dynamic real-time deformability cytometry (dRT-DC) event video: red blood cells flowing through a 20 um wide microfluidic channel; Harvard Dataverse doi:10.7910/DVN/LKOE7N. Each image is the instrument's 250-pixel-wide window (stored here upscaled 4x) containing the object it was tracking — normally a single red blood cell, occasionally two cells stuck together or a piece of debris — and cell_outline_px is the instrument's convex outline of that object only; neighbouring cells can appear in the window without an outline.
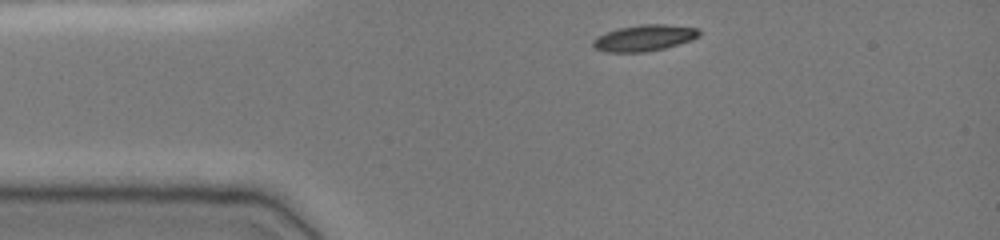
{"species": "common noctule bat (a hibernating species)", "species_latin": "Nyctalus noctula", "temperature_condition": "cold", "stored_images_in_passage": 35, "camera_frame_rate_fps": 3000, "um_per_image_px": 0.085, "animal": {"sex": "female", "body_mass_g": 19.0, "forearm_length_mm": 51.5}, "frame": {"image": 1, "passage_image": 1, "time_ms": 0.0, "image_size_px": [1000, 240], "cell_outline_px": [[700, 36], [692, 40], [664, 48], [644, 52], [604, 52], [592, 48], [592, 40], [596, 36], [620, 28], [640, 24], [664, 24], [700, 28]], "centroid_in_image_um": [54.75, 3.23], "position_along_channel_um": 30.2, "area_um2": 16.36}}
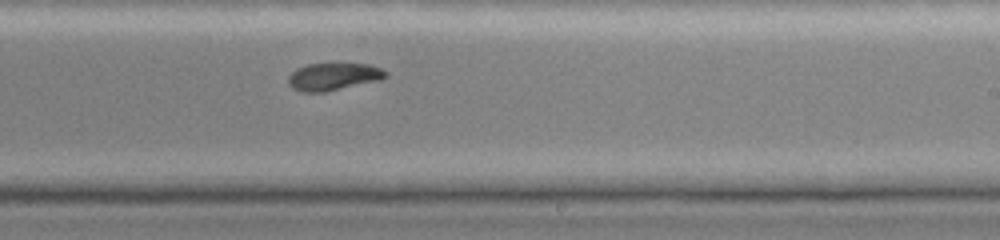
{"frame": {"image": 2, "passage_image": 22, "time_ms": 7.0, "image_size_px": [1000, 240], "cell_outline_px": [[388, 76], [380, 80], [324, 92], [304, 92], [292, 88], [288, 84], [288, 76], [296, 68], [308, 64], [372, 64], [388, 72]], "centroid_in_image_um": [28.34, 6.51], "position_along_channel_um": 260.7, "area_um2": 15.55}}
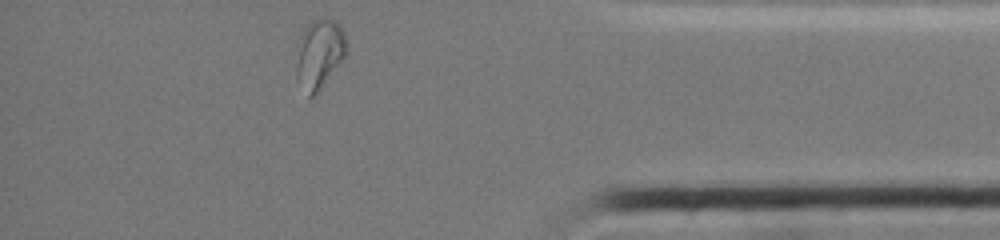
{"frame": {"image": 3, "passage_image": 35, "time_ms": 11.333, "image_size_px": [1000, 240], "cell_outline_px": [[348, 52], [316, 92], [312, 96], [308, 96], [296, 76], [296, 68], [300, 36], [304, 28], [312, 20], [320, 16], [336, 20], [340, 24], [344, 32], [348, 44]], "centroid_in_image_um": [27.18, 4.47], "position_along_channel_um": 408.0, "area_um2": 20.11}, "authors_computed_cell_mechanics": {"area_um2": 16.3574, "velocity_mm_per_s": 3.8129, "shape_relaxation_time_tau1_ms": null, "shape_relaxation_time_tau2_ms": 2.5228, "deformation_change_tau1": null, "deformation_change_tau2": 0.0643}}